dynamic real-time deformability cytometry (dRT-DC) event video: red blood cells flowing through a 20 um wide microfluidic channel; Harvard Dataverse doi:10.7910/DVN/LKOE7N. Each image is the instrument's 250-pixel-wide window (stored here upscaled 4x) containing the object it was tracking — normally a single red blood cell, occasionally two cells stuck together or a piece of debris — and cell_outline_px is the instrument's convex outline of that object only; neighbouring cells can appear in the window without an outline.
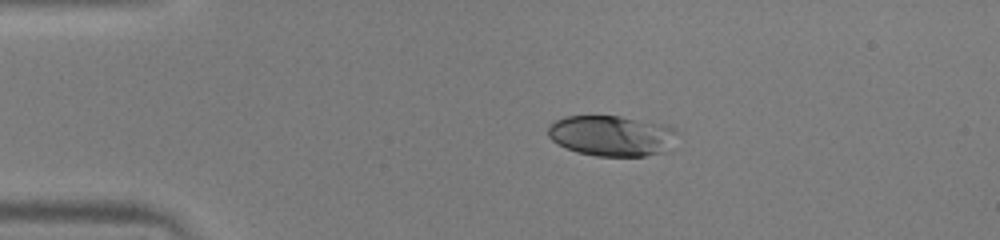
{"species": "human", "species_latin": "Homo sapiens", "temperature_condition": "warm", "stored_images_in_passage": 42, "camera_frame_rate_fps": 3000, "um_per_image_px": 0.085, "donor": {"sex": "male"}, "frame": {"image": 1, "passage_image": 1, "time_ms": 0.0, "image_size_px": [1000, 240], "cell_outline_px": [[680, 132], [664, 152], [644, 156], [596, 156], [576, 152], [552, 140], [548, 136], [548, 124], [564, 116], [620, 116], [668, 124]], "centroid_in_image_um": [52.01, 11.52], "position_along_channel_um": 33.0, "area_um2": 30.81}}
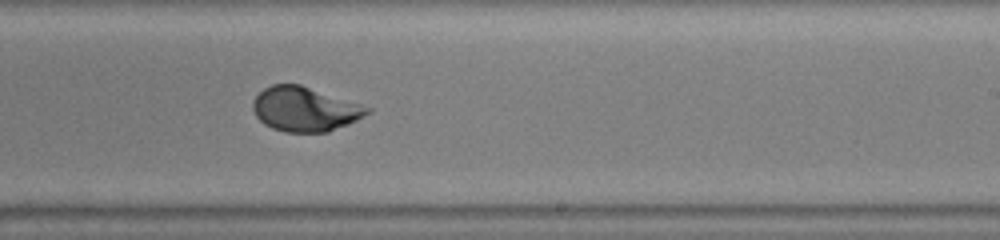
{"frame": {"image": 2, "passage_image": 22, "time_ms": 7.0, "image_size_px": [1000, 240], "cell_outline_px": [[372, 112], [348, 124], [328, 132], [284, 132], [272, 128], [264, 124], [256, 116], [252, 108], [252, 100], [264, 88], [272, 84], [300, 84], [372, 108]], "centroid_in_image_um": [25.89, 9.28], "position_along_channel_um": 263.1, "area_um2": 29.59}}
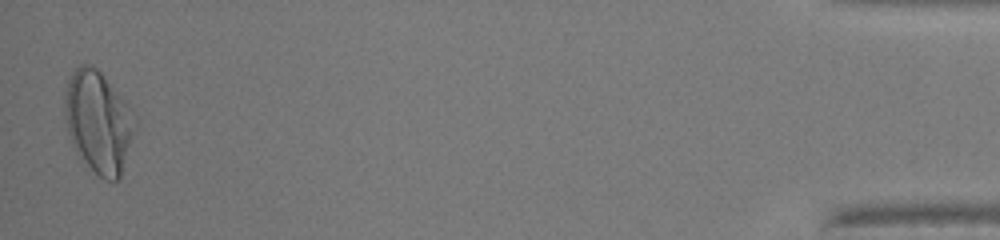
{"frame": {"image": 3, "passage_image": 41, "time_ms": 13.333, "image_size_px": [1000, 240], "cell_outline_px": [[136, 124], [120, 176], [116, 180], [104, 180], [80, 160], [76, 152], [68, 132], [64, 120], [64, 96], [68, 80], [72, 72], [80, 64], [88, 64], [96, 68], [100, 72], [132, 108], [136, 116]], "centroid_in_image_um": [8.34, 10.35], "position_along_channel_um": 426.9, "area_um2": 41.67}, "authors_computed_cell_mechanics": {"area_um2": 29.5936, "velocity_mm_per_s": 4.0113, "shape_relaxation_time_tau1_ms": 3.6156, "shape_relaxation_time_tau2_ms": null, "deformation_change_tau1": 0.196, "deformation_change_tau2": null}}